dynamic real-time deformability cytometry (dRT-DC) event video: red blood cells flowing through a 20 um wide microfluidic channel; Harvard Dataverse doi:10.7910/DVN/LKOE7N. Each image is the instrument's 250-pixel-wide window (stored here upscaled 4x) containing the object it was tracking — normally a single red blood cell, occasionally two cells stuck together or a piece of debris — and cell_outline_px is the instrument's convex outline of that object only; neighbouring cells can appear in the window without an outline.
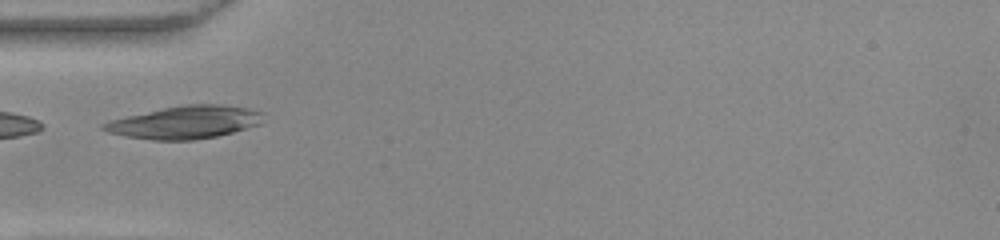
{"species": "common noctule bat (a hibernating species)", "species_latin": "Nyctalus noctula", "temperature_condition": "warm", "stored_images_in_passage": 3, "camera_frame_rate_fps": 3000, "um_per_image_px": 0.085, "animal": {"sex": "female", "body_mass_g": 22.0, "forearm_length_mm": 56.7}, "frame": {"image": 1, "passage_image": 1, "time_ms": 0.0, "image_size_px": [1000, 240], "cell_outline_px": [[264, 112], [260, 124], [232, 132], [216, 136], [192, 140], [152, 140], [128, 136], [108, 132], [100, 128], [100, 124], [112, 120], [128, 116], [164, 108], [184, 104], [220, 104], [248, 108]], "centroid_in_image_um": [15.75, 10.39], "position_along_channel_um": 69.3, "area_um2": 30.11}}